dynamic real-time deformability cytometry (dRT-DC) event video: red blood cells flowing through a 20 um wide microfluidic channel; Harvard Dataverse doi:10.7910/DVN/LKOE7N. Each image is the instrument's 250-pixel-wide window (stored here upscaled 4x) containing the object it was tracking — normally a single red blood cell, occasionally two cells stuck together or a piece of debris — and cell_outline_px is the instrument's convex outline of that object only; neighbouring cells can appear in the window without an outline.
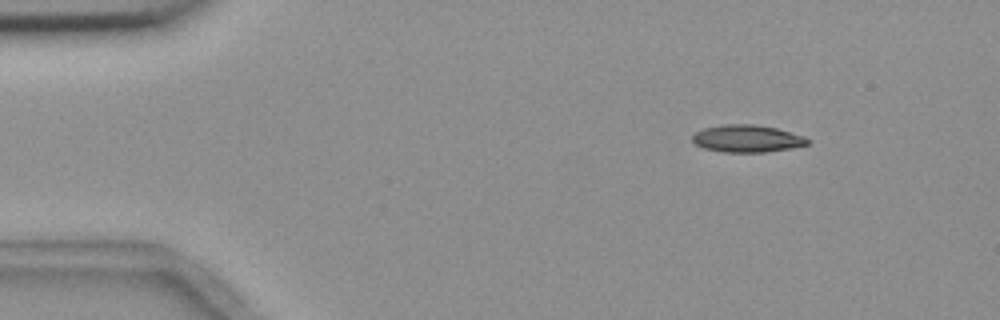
{"species": "common noctule bat (a hibernating species)", "species_latin": "Nyctalus noctula", "temperature_condition": "room temperature", "stored_images_in_passage": 4, "camera_frame_rate_fps": 3000, "um_per_image_px": 0.085, "animal": {"sex": "female", "body_mass_g": 18.4}, "frame": {"image": 1, "passage_image": 1, "time_ms": 0.0, "image_size_px": [1000, 320], "cell_outline_px": [[808, 144], [792, 148], [764, 152], [724, 152], [704, 148], [696, 144], [692, 140], [692, 136], [696, 132], [704, 128], [724, 124], [756, 124], [776, 128], [804, 136], [808, 140]], "centroid_in_image_um": [63.49, 11.77], "position_along_channel_um": 21.5, "area_um2": 18.21}}